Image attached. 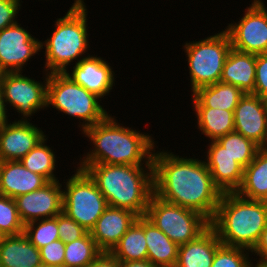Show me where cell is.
Segmentation results:
<instances>
[{"label":"cell","mask_w":267,"mask_h":267,"mask_svg":"<svg viewBox=\"0 0 267 267\" xmlns=\"http://www.w3.org/2000/svg\"><path fill=\"white\" fill-rule=\"evenodd\" d=\"M179 156L168 150L154 149V195L165 202L195 210L211 221L222 192L214 185L204 159Z\"/></svg>","instance_id":"1"},{"label":"cell","mask_w":267,"mask_h":267,"mask_svg":"<svg viewBox=\"0 0 267 267\" xmlns=\"http://www.w3.org/2000/svg\"><path fill=\"white\" fill-rule=\"evenodd\" d=\"M108 114L102 121L86 128L81 134L93 143L92 148L80 155L78 164L153 165L155 141L149 133H140L120 124ZM117 121V122H116Z\"/></svg>","instance_id":"2"},{"label":"cell","mask_w":267,"mask_h":267,"mask_svg":"<svg viewBox=\"0 0 267 267\" xmlns=\"http://www.w3.org/2000/svg\"><path fill=\"white\" fill-rule=\"evenodd\" d=\"M96 183L109 206L146 215L154 194L153 165L78 164Z\"/></svg>","instance_id":"3"},{"label":"cell","mask_w":267,"mask_h":267,"mask_svg":"<svg viewBox=\"0 0 267 267\" xmlns=\"http://www.w3.org/2000/svg\"><path fill=\"white\" fill-rule=\"evenodd\" d=\"M267 225V201L247 199L236 192L222 193L210 226L222 245L252 251Z\"/></svg>","instance_id":"4"},{"label":"cell","mask_w":267,"mask_h":267,"mask_svg":"<svg viewBox=\"0 0 267 267\" xmlns=\"http://www.w3.org/2000/svg\"><path fill=\"white\" fill-rule=\"evenodd\" d=\"M86 7L84 0H74L65 16L56 19L50 37L40 42V48L45 49L46 56L44 72L65 73L71 62L76 60V64L90 56L87 53L90 50L88 40L90 35H88Z\"/></svg>","instance_id":"5"},{"label":"cell","mask_w":267,"mask_h":267,"mask_svg":"<svg viewBox=\"0 0 267 267\" xmlns=\"http://www.w3.org/2000/svg\"><path fill=\"white\" fill-rule=\"evenodd\" d=\"M99 101L102 100L83 86L75 83L65 73H49L47 107L53 106L52 108H55L59 113L63 112L71 118L79 119L78 127H81V132L99 123L108 115V111Z\"/></svg>","instance_id":"6"},{"label":"cell","mask_w":267,"mask_h":267,"mask_svg":"<svg viewBox=\"0 0 267 267\" xmlns=\"http://www.w3.org/2000/svg\"><path fill=\"white\" fill-rule=\"evenodd\" d=\"M192 93L197 89L220 82L225 59L232 48L226 30L199 41L185 42Z\"/></svg>","instance_id":"7"},{"label":"cell","mask_w":267,"mask_h":267,"mask_svg":"<svg viewBox=\"0 0 267 267\" xmlns=\"http://www.w3.org/2000/svg\"><path fill=\"white\" fill-rule=\"evenodd\" d=\"M75 168V173L63 180V212L90 232L109 205L88 173Z\"/></svg>","instance_id":"8"},{"label":"cell","mask_w":267,"mask_h":267,"mask_svg":"<svg viewBox=\"0 0 267 267\" xmlns=\"http://www.w3.org/2000/svg\"><path fill=\"white\" fill-rule=\"evenodd\" d=\"M145 216L178 246L196 239L210 226L201 213L165 202L154 194Z\"/></svg>","instance_id":"9"},{"label":"cell","mask_w":267,"mask_h":267,"mask_svg":"<svg viewBox=\"0 0 267 267\" xmlns=\"http://www.w3.org/2000/svg\"><path fill=\"white\" fill-rule=\"evenodd\" d=\"M43 82L22 75V72L3 73L0 90L7 109L12 106L23 121H29L31 116L40 110L47 109V84L49 73H44ZM45 76V77H44ZM14 107V108H13Z\"/></svg>","instance_id":"10"},{"label":"cell","mask_w":267,"mask_h":267,"mask_svg":"<svg viewBox=\"0 0 267 267\" xmlns=\"http://www.w3.org/2000/svg\"><path fill=\"white\" fill-rule=\"evenodd\" d=\"M244 13L238 23L225 28L232 48L255 55L267 53V7L262 0H253Z\"/></svg>","instance_id":"11"},{"label":"cell","mask_w":267,"mask_h":267,"mask_svg":"<svg viewBox=\"0 0 267 267\" xmlns=\"http://www.w3.org/2000/svg\"><path fill=\"white\" fill-rule=\"evenodd\" d=\"M40 42L18 22L1 30L0 70L3 73H23V66L41 52Z\"/></svg>","instance_id":"12"},{"label":"cell","mask_w":267,"mask_h":267,"mask_svg":"<svg viewBox=\"0 0 267 267\" xmlns=\"http://www.w3.org/2000/svg\"><path fill=\"white\" fill-rule=\"evenodd\" d=\"M59 180L49 181L42 188L14 198L24 224L54 218L63 212V189Z\"/></svg>","instance_id":"13"},{"label":"cell","mask_w":267,"mask_h":267,"mask_svg":"<svg viewBox=\"0 0 267 267\" xmlns=\"http://www.w3.org/2000/svg\"><path fill=\"white\" fill-rule=\"evenodd\" d=\"M30 121H8L0 127V161L21 160L46 136Z\"/></svg>","instance_id":"14"},{"label":"cell","mask_w":267,"mask_h":267,"mask_svg":"<svg viewBox=\"0 0 267 267\" xmlns=\"http://www.w3.org/2000/svg\"><path fill=\"white\" fill-rule=\"evenodd\" d=\"M97 56L92 54L81 59L73 66L71 72L66 71L65 74L103 100L104 96L112 92L116 75L113 68L105 61L106 59Z\"/></svg>","instance_id":"15"},{"label":"cell","mask_w":267,"mask_h":267,"mask_svg":"<svg viewBox=\"0 0 267 267\" xmlns=\"http://www.w3.org/2000/svg\"><path fill=\"white\" fill-rule=\"evenodd\" d=\"M267 130V100L246 93L234 110V131L252 140L259 147Z\"/></svg>","instance_id":"16"},{"label":"cell","mask_w":267,"mask_h":267,"mask_svg":"<svg viewBox=\"0 0 267 267\" xmlns=\"http://www.w3.org/2000/svg\"><path fill=\"white\" fill-rule=\"evenodd\" d=\"M204 161L214 185L222 193L236 192L243 181L244 167L237 163L216 140L209 141Z\"/></svg>","instance_id":"17"},{"label":"cell","mask_w":267,"mask_h":267,"mask_svg":"<svg viewBox=\"0 0 267 267\" xmlns=\"http://www.w3.org/2000/svg\"><path fill=\"white\" fill-rule=\"evenodd\" d=\"M137 218L132 211L108 206L91 229V237L102 252H110Z\"/></svg>","instance_id":"18"},{"label":"cell","mask_w":267,"mask_h":267,"mask_svg":"<svg viewBox=\"0 0 267 267\" xmlns=\"http://www.w3.org/2000/svg\"><path fill=\"white\" fill-rule=\"evenodd\" d=\"M48 181L16 161H0V195L10 198L42 188Z\"/></svg>","instance_id":"19"},{"label":"cell","mask_w":267,"mask_h":267,"mask_svg":"<svg viewBox=\"0 0 267 267\" xmlns=\"http://www.w3.org/2000/svg\"><path fill=\"white\" fill-rule=\"evenodd\" d=\"M221 245L216 231L209 226L196 239L179 246L175 267H211Z\"/></svg>","instance_id":"20"},{"label":"cell","mask_w":267,"mask_h":267,"mask_svg":"<svg viewBox=\"0 0 267 267\" xmlns=\"http://www.w3.org/2000/svg\"><path fill=\"white\" fill-rule=\"evenodd\" d=\"M256 55L230 49L223 66L220 82L238 87L242 92L253 93L256 77Z\"/></svg>","instance_id":"21"},{"label":"cell","mask_w":267,"mask_h":267,"mask_svg":"<svg viewBox=\"0 0 267 267\" xmlns=\"http://www.w3.org/2000/svg\"><path fill=\"white\" fill-rule=\"evenodd\" d=\"M39 249L24 233L3 236L0 241V267H40Z\"/></svg>","instance_id":"22"},{"label":"cell","mask_w":267,"mask_h":267,"mask_svg":"<svg viewBox=\"0 0 267 267\" xmlns=\"http://www.w3.org/2000/svg\"><path fill=\"white\" fill-rule=\"evenodd\" d=\"M191 94L192 107H211L234 111L245 93L231 84L217 82L201 87Z\"/></svg>","instance_id":"23"},{"label":"cell","mask_w":267,"mask_h":267,"mask_svg":"<svg viewBox=\"0 0 267 267\" xmlns=\"http://www.w3.org/2000/svg\"><path fill=\"white\" fill-rule=\"evenodd\" d=\"M147 259L157 267H175L179 246L145 216Z\"/></svg>","instance_id":"24"},{"label":"cell","mask_w":267,"mask_h":267,"mask_svg":"<svg viewBox=\"0 0 267 267\" xmlns=\"http://www.w3.org/2000/svg\"><path fill=\"white\" fill-rule=\"evenodd\" d=\"M236 193L247 199L267 201V151L258 149L253 161L244 168L243 181Z\"/></svg>","instance_id":"25"},{"label":"cell","mask_w":267,"mask_h":267,"mask_svg":"<svg viewBox=\"0 0 267 267\" xmlns=\"http://www.w3.org/2000/svg\"><path fill=\"white\" fill-rule=\"evenodd\" d=\"M110 253L119 261L147 260L145 215L133 222Z\"/></svg>","instance_id":"26"},{"label":"cell","mask_w":267,"mask_h":267,"mask_svg":"<svg viewBox=\"0 0 267 267\" xmlns=\"http://www.w3.org/2000/svg\"><path fill=\"white\" fill-rule=\"evenodd\" d=\"M197 127L210 141L234 131V111L211 107H193Z\"/></svg>","instance_id":"27"},{"label":"cell","mask_w":267,"mask_h":267,"mask_svg":"<svg viewBox=\"0 0 267 267\" xmlns=\"http://www.w3.org/2000/svg\"><path fill=\"white\" fill-rule=\"evenodd\" d=\"M48 140L46 136L37 143V145L30 150L21 160L23 166L33 173L42 175L48 182L59 180L54 174L56 171L57 161L52 147L47 146Z\"/></svg>","instance_id":"28"},{"label":"cell","mask_w":267,"mask_h":267,"mask_svg":"<svg viewBox=\"0 0 267 267\" xmlns=\"http://www.w3.org/2000/svg\"><path fill=\"white\" fill-rule=\"evenodd\" d=\"M101 252L88 232L84 237L65 244L64 266L88 267Z\"/></svg>","instance_id":"29"},{"label":"cell","mask_w":267,"mask_h":267,"mask_svg":"<svg viewBox=\"0 0 267 267\" xmlns=\"http://www.w3.org/2000/svg\"><path fill=\"white\" fill-rule=\"evenodd\" d=\"M234 160L244 168L253 161L259 146L235 131L216 140Z\"/></svg>","instance_id":"30"},{"label":"cell","mask_w":267,"mask_h":267,"mask_svg":"<svg viewBox=\"0 0 267 267\" xmlns=\"http://www.w3.org/2000/svg\"><path fill=\"white\" fill-rule=\"evenodd\" d=\"M24 234L38 249L59 239L57 215L54 218L28 222Z\"/></svg>","instance_id":"31"},{"label":"cell","mask_w":267,"mask_h":267,"mask_svg":"<svg viewBox=\"0 0 267 267\" xmlns=\"http://www.w3.org/2000/svg\"><path fill=\"white\" fill-rule=\"evenodd\" d=\"M25 224L17 211L13 198L0 195V232L3 236L24 233Z\"/></svg>","instance_id":"32"},{"label":"cell","mask_w":267,"mask_h":267,"mask_svg":"<svg viewBox=\"0 0 267 267\" xmlns=\"http://www.w3.org/2000/svg\"><path fill=\"white\" fill-rule=\"evenodd\" d=\"M250 250L221 245L215 252L211 267H251Z\"/></svg>","instance_id":"33"},{"label":"cell","mask_w":267,"mask_h":267,"mask_svg":"<svg viewBox=\"0 0 267 267\" xmlns=\"http://www.w3.org/2000/svg\"><path fill=\"white\" fill-rule=\"evenodd\" d=\"M59 239L65 244L84 237L88 231L75 220L69 218L64 212L57 215Z\"/></svg>","instance_id":"34"},{"label":"cell","mask_w":267,"mask_h":267,"mask_svg":"<svg viewBox=\"0 0 267 267\" xmlns=\"http://www.w3.org/2000/svg\"><path fill=\"white\" fill-rule=\"evenodd\" d=\"M43 265L64 266L65 243L60 239L39 249Z\"/></svg>","instance_id":"35"},{"label":"cell","mask_w":267,"mask_h":267,"mask_svg":"<svg viewBox=\"0 0 267 267\" xmlns=\"http://www.w3.org/2000/svg\"><path fill=\"white\" fill-rule=\"evenodd\" d=\"M255 72V87L252 94L267 100V53L256 55Z\"/></svg>","instance_id":"36"},{"label":"cell","mask_w":267,"mask_h":267,"mask_svg":"<svg viewBox=\"0 0 267 267\" xmlns=\"http://www.w3.org/2000/svg\"><path fill=\"white\" fill-rule=\"evenodd\" d=\"M20 7L16 0H0V31L17 22Z\"/></svg>","instance_id":"37"},{"label":"cell","mask_w":267,"mask_h":267,"mask_svg":"<svg viewBox=\"0 0 267 267\" xmlns=\"http://www.w3.org/2000/svg\"><path fill=\"white\" fill-rule=\"evenodd\" d=\"M88 267H119V260L110 252H101Z\"/></svg>","instance_id":"38"},{"label":"cell","mask_w":267,"mask_h":267,"mask_svg":"<svg viewBox=\"0 0 267 267\" xmlns=\"http://www.w3.org/2000/svg\"><path fill=\"white\" fill-rule=\"evenodd\" d=\"M251 253L260 258H267V225L261 233L259 241L257 242ZM255 253V254H254Z\"/></svg>","instance_id":"39"},{"label":"cell","mask_w":267,"mask_h":267,"mask_svg":"<svg viewBox=\"0 0 267 267\" xmlns=\"http://www.w3.org/2000/svg\"><path fill=\"white\" fill-rule=\"evenodd\" d=\"M119 267H157L147 260L119 261Z\"/></svg>","instance_id":"40"},{"label":"cell","mask_w":267,"mask_h":267,"mask_svg":"<svg viewBox=\"0 0 267 267\" xmlns=\"http://www.w3.org/2000/svg\"><path fill=\"white\" fill-rule=\"evenodd\" d=\"M7 112L8 111L6 110V107L4 104V99L2 97V93L0 90V127L9 121L8 116H10V115H7V114H9Z\"/></svg>","instance_id":"41"},{"label":"cell","mask_w":267,"mask_h":267,"mask_svg":"<svg viewBox=\"0 0 267 267\" xmlns=\"http://www.w3.org/2000/svg\"><path fill=\"white\" fill-rule=\"evenodd\" d=\"M257 264L251 263V267H267V258H259V260L256 261Z\"/></svg>","instance_id":"42"},{"label":"cell","mask_w":267,"mask_h":267,"mask_svg":"<svg viewBox=\"0 0 267 267\" xmlns=\"http://www.w3.org/2000/svg\"><path fill=\"white\" fill-rule=\"evenodd\" d=\"M259 148L264 150V151H267V130H266L265 139H264L263 143L261 144V146Z\"/></svg>","instance_id":"43"},{"label":"cell","mask_w":267,"mask_h":267,"mask_svg":"<svg viewBox=\"0 0 267 267\" xmlns=\"http://www.w3.org/2000/svg\"><path fill=\"white\" fill-rule=\"evenodd\" d=\"M40 267H65V266H49V265H41Z\"/></svg>","instance_id":"44"},{"label":"cell","mask_w":267,"mask_h":267,"mask_svg":"<svg viewBox=\"0 0 267 267\" xmlns=\"http://www.w3.org/2000/svg\"><path fill=\"white\" fill-rule=\"evenodd\" d=\"M2 74H3V72L0 70V81H1Z\"/></svg>","instance_id":"45"},{"label":"cell","mask_w":267,"mask_h":267,"mask_svg":"<svg viewBox=\"0 0 267 267\" xmlns=\"http://www.w3.org/2000/svg\"><path fill=\"white\" fill-rule=\"evenodd\" d=\"M2 238H3V235H2L1 232H0V241H1Z\"/></svg>","instance_id":"46"}]
</instances>
